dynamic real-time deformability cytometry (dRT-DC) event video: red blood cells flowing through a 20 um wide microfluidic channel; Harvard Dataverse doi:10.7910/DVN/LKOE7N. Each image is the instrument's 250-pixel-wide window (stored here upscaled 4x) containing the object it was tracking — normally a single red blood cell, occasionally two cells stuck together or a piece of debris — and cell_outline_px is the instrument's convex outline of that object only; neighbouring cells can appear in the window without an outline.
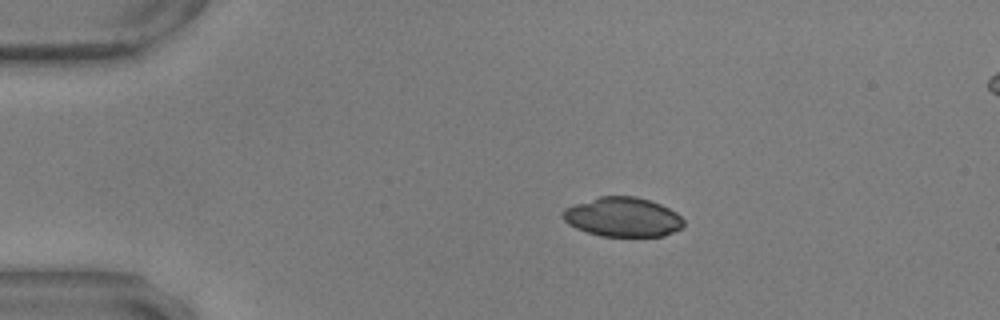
{"species": "common noctule bat (a hibernating species)", "species_latin": "Nyctalus noctula", "temperature_condition": "warm", "stored_images_in_passage": 45, "camera_frame_rate_fps": 3000, "um_per_image_px": 0.085, "animal": {"sex": "male", "body_mass_g": 17.9, "forearm_length_mm": 54.2}, "frame": {"image": 1, "passage_image": 1, "time_ms": 0.0, "image_size_px": [1000, 320], "cell_outline_px": [[684, 224], [680, 228], [664, 236], [600, 236], [576, 228], [568, 224], [560, 216], [560, 212], [564, 208], [600, 196], [636, 196], [660, 204], [676, 212], [684, 220]], "centroid_in_image_um": [52.9, 18.45], "position_along_channel_um": 32.1, "area_um2": 27.69}}
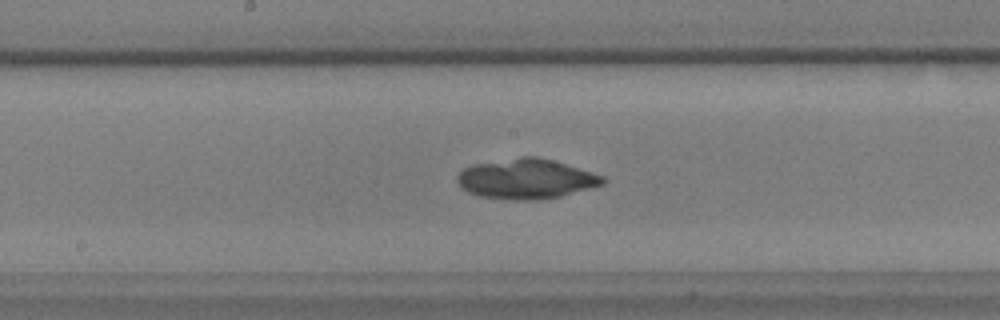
{"frame": {"image": 2, "passage_image": 20, "time_ms": 6.333, "image_size_px": [1000, 320], "cell_outline_px": [[608, 180], [604, 184], [560, 196], [536, 200], [520, 200], [480, 196], [468, 192], [456, 180], [456, 176], [464, 168], [472, 164], [524, 156], [536, 156], [552, 160], [604, 176]], "centroid_in_image_um": [44.73, 15.2], "position_along_channel_um": 203.5, "area_um2": 33.58}}
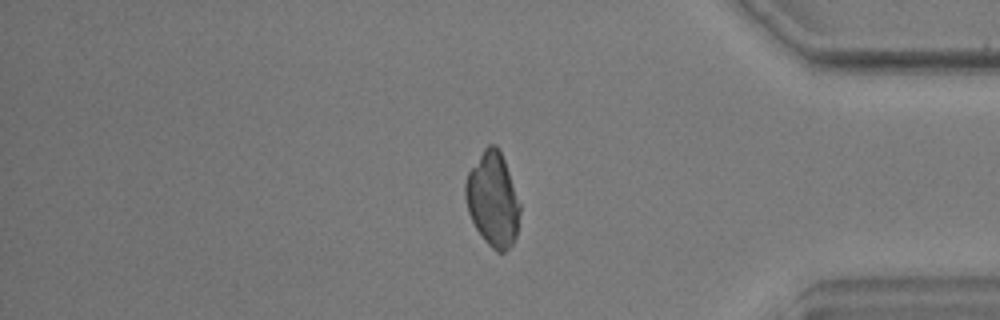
{"frame": {"image": 3, "passage_image": 38, "time_ms": 12.333, "image_size_px": [1000, 320], "cell_outline_px": [[520, 212], [516, 236], [512, 244], [504, 252], [496, 252], [484, 240], [476, 228], [468, 212], [464, 196], [464, 184], [468, 172], [484, 148], [488, 144], [496, 144], [504, 160], [520, 204]], "centroid_in_image_um": [41.87, 16.96], "position_along_channel_um": 393.3, "area_um2": 29.77}}